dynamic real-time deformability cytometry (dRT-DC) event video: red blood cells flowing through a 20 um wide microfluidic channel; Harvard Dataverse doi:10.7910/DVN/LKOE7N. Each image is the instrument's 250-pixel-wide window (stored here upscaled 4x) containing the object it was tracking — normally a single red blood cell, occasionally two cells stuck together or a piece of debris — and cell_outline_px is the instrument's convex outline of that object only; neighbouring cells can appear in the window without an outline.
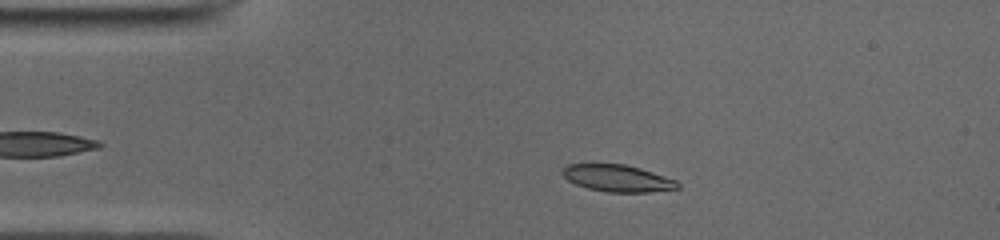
{"species": "common noctule bat (a hibernating species)", "species_latin": "Nyctalus noctula", "temperature_condition": "cold", "stored_images_in_passage": 43, "camera_frame_rate_fps": 3000, "um_per_image_px": 0.085, "animal": {"sex": "male", "body_mass_g": 19.0, "forearm_length_mm": 50.8}, "frame": {"image": 1, "passage_image": 8, "time_ms": 2.333, "image_size_px": [1000, 240], "cell_outline_px": [[680, 188], [648, 192], [608, 192], [588, 188], [576, 184], [568, 180], [560, 172], [568, 164], [624, 164], [640, 168], [676, 180], [680, 184]], "centroid_in_image_um": [52.49, 15.15], "position_along_channel_um": 32.5, "area_um2": 17.92}}
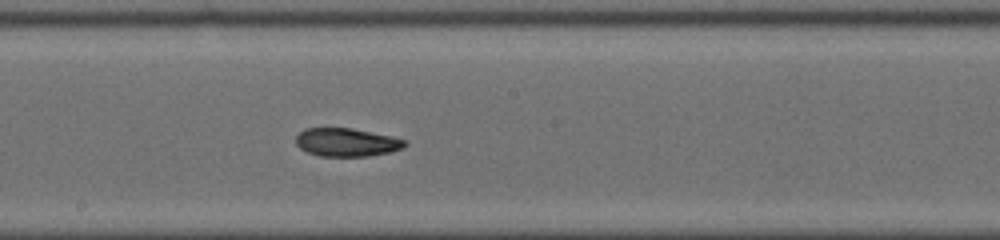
{"frame": {"image": 2, "passage_image": 25, "time_ms": 8.0, "image_size_px": [1000, 240], "cell_outline_px": [[408, 144], [404, 148], [388, 152], [368, 156], [320, 156], [308, 152], [300, 148], [296, 144], [296, 136], [304, 128], [352, 128], [392, 136], [408, 140]], "centroid_in_image_um": [29.49, 12.09], "position_along_channel_um": 218.7, "area_um2": 18.03}}
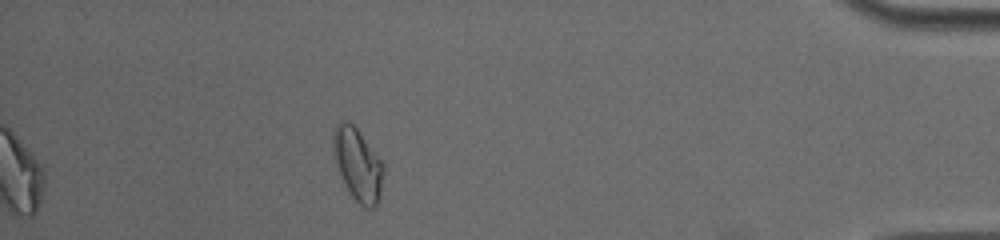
{"frame": {"image": 3, "passage_image": 43, "time_ms": 14.0, "image_size_px": [1000, 240], "cell_outline_px": [[384, 172], [380, 196], [376, 204], [372, 208], [364, 208], [348, 192], [336, 164], [332, 148], [332, 136], [336, 124], [340, 120], [348, 120], [356, 128], [384, 164]], "centroid_in_image_um": [30.39, 13.97], "position_along_channel_um": 404.8, "area_um2": 21.21}, "authors_computed_cell_mechanics": {"area_um2": 18.7272, "velocity_mm_per_s": 3.9492, "shape_relaxation_time_tau1_ms": null, "shape_relaxation_time_tau2_ms": 4.5189, "deformation_change_tau1": null, "deformation_change_tau2": 0.0984}}